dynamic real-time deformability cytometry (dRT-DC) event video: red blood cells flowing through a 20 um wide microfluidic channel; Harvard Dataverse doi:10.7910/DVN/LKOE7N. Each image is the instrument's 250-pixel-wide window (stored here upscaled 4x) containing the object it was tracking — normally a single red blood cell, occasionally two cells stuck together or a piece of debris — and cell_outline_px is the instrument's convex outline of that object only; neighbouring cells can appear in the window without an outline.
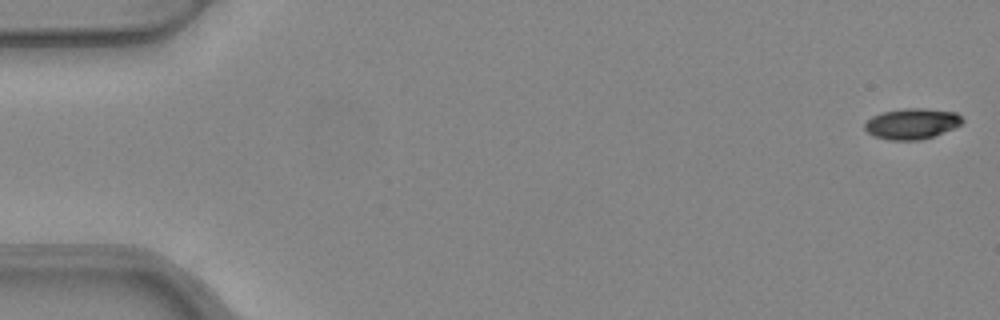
{"species": "common noctule bat (a hibernating species)", "species_latin": "Nyctalus noctula", "temperature_condition": "warm", "stored_images_in_passage": 17, "camera_frame_rate_fps": 3000, "um_per_image_px": 0.085, "animal": {"sex": "female", "body_mass_g": 24.6, "forearm_length_mm": 56.2}, "frame": {"image": 1, "passage_image": 1, "time_ms": 0.0, "image_size_px": [1000, 320], "cell_outline_px": [[964, 120], [960, 124], [952, 128], [932, 136], [920, 140], [888, 140], [876, 136], [868, 132], [864, 128], [864, 124], [872, 116], [880, 112], [904, 108], [924, 108], [956, 112]], "centroid_in_image_um": [77.48, 10.5], "position_along_channel_um": 7.5, "area_um2": 17.34}}
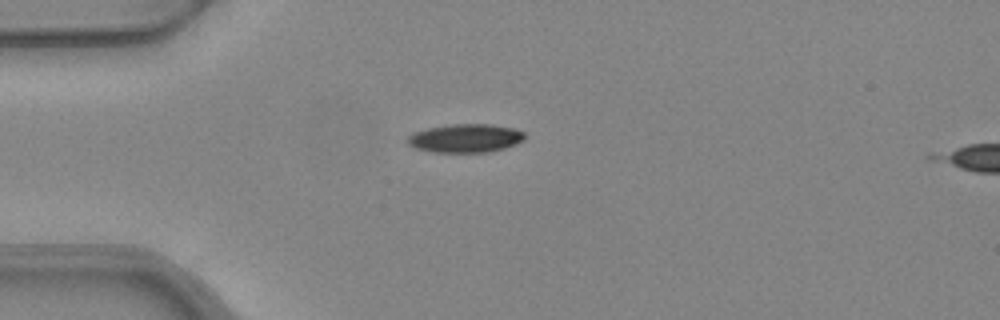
{"frame": {"image": 2, "passage_image": 14, "time_ms": 4.333, "image_size_px": [1000, 320], "cell_outline_px": [[524, 140], [516, 144], [504, 148], [488, 152], [432, 152], [416, 148], [408, 144], [408, 136], [412, 132], [428, 128], [452, 124], [488, 124], [512, 128], [524, 132]], "centroid_in_image_um": [39.55, 11.75], "position_along_channel_um": 45.5, "area_um2": 19.36}}